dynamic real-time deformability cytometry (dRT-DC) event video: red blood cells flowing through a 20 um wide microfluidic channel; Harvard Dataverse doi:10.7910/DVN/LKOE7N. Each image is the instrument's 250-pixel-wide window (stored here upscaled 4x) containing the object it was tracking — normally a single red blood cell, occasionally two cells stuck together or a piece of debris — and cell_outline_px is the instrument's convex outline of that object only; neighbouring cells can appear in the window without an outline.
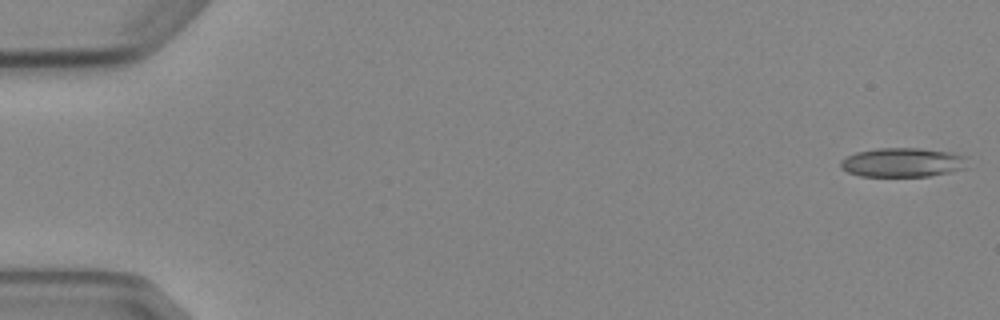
{"species": "Egyptian fruit bat (a non-hibernating species)", "species_latin": "Rousettus aegyptiacus", "temperature_condition": "cold", "stored_images_in_passage": 3, "camera_frame_rate_fps": 3000, "um_per_image_px": 0.085, "animal": {"sex": "female"}, "frame": {"image": 1, "passage_image": 1, "time_ms": 0.0, "image_size_px": [1000, 320], "cell_outline_px": [[968, 156], [964, 168], [948, 172], [928, 176], [860, 176], [848, 172], [840, 168], [840, 160], [856, 152], [876, 148], [920, 148], [948, 152]], "centroid_in_image_um": [76.68, 13.8], "position_along_channel_um": 8.3, "area_um2": 21.5}}